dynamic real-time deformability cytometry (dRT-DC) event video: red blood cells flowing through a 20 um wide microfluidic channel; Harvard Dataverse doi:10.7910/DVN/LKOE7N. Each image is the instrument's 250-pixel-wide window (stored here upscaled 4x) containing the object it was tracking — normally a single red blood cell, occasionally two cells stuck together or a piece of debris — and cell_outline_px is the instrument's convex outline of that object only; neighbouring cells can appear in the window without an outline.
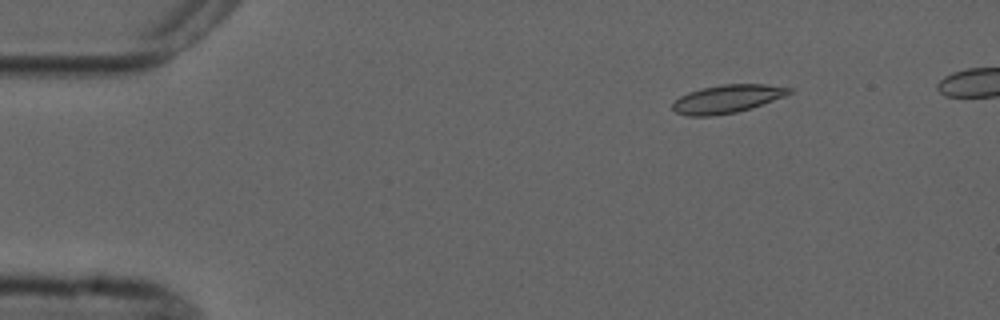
{"species": "common noctule bat (a hibernating species)", "species_latin": "Nyctalus noctula", "temperature_condition": "cold", "stored_images_in_passage": 4, "camera_frame_rate_fps": 3000, "um_per_image_px": 0.085, "animal": {"sex": "male", "forearm_length_mm": 52.5}, "frame": {"image": 1, "passage_image": 1, "time_ms": 0.0, "image_size_px": [1000, 320], "cell_outline_px": [[792, 92], [784, 96], [764, 104], [736, 112], [712, 116], [688, 116], [676, 112], [672, 108], [672, 104], [680, 96], [688, 92], [700, 88], [720, 84], [764, 84], [792, 88]], "centroid_in_image_um": [61.79, 8.4], "position_along_channel_um": 23.2, "area_um2": 19.13}}